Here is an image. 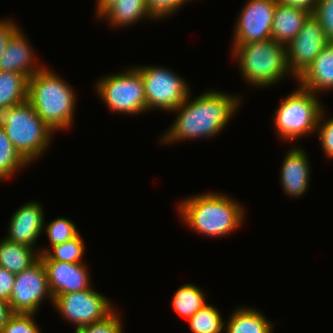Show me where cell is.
Segmentation results:
<instances>
[{"mask_svg":"<svg viewBox=\"0 0 333 333\" xmlns=\"http://www.w3.org/2000/svg\"><path fill=\"white\" fill-rule=\"evenodd\" d=\"M325 110L323 109L320 117L316 132L318 135V139L320 142V145L322 146L324 155L327 156V158L333 159V117L327 120H325L326 117L324 114Z\"/></svg>","mask_w":333,"mask_h":333,"instance_id":"32","label":"cell"},{"mask_svg":"<svg viewBox=\"0 0 333 333\" xmlns=\"http://www.w3.org/2000/svg\"><path fill=\"white\" fill-rule=\"evenodd\" d=\"M28 78L17 72L0 71V112L27 101Z\"/></svg>","mask_w":333,"mask_h":333,"instance_id":"22","label":"cell"},{"mask_svg":"<svg viewBox=\"0 0 333 333\" xmlns=\"http://www.w3.org/2000/svg\"><path fill=\"white\" fill-rule=\"evenodd\" d=\"M118 0H96V15L99 18L111 5Z\"/></svg>","mask_w":333,"mask_h":333,"instance_id":"37","label":"cell"},{"mask_svg":"<svg viewBox=\"0 0 333 333\" xmlns=\"http://www.w3.org/2000/svg\"><path fill=\"white\" fill-rule=\"evenodd\" d=\"M44 213L42 204L36 201H30L20 206L9 220L8 235L5 238L15 243L34 247L39 251L40 248H37L35 243L43 233Z\"/></svg>","mask_w":333,"mask_h":333,"instance_id":"13","label":"cell"},{"mask_svg":"<svg viewBox=\"0 0 333 333\" xmlns=\"http://www.w3.org/2000/svg\"><path fill=\"white\" fill-rule=\"evenodd\" d=\"M43 230L49 238L51 247L69 241L79 234L75 223L66 217H58L44 224Z\"/></svg>","mask_w":333,"mask_h":333,"instance_id":"27","label":"cell"},{"mask_svg":"<svg viewBox=\"0 0 333 333\" xmlns=\"http://www.w3.org/2000/svg\"><path fill=\"white\" fill-rule=\"evenodd\" d=\"M44 298L53 305L47 273L39 258L29 268L16 274L9 305L13 313L36 314Z\"/></svg>","mask_w":333,"mask_h":333,"instance_id":"10","label":"cell"},{"mask_svg":"<svg viewBox=\"0 0 333 333\" xmlns=\"http://www.w3.org/2000/svg\"><path fill=\"white\" fill-rule=\"evenodd\" d=\"M147 8L154 19H163L175 14L184 4L191 0H145Z\"/></svg>","mask_w":333,"mask_h":333,"instance_id":"31","label":"cell"},{"mask_svg":"<svg viewBox=\"0 0 333 333\" xmlns=\"http://www.w3.org/2000/svg\"><path fill=\"white\" fill-rule=\"evenodd\" d=\"M277 0H247L235 22L232 45L271 38Z\"/></svg>","mask_w":333,"mask_h":333,"instance_id":"11","label":"cell"},{"mask_svg":"<svg viewBox=\"0 0 333 333\" xmlns=\"http://www.w3.org/2000/svg\"><path fill=\"white\" fill-rule=\"evenodd\" d=\"M53 307L64 320L75 324V329L102 321L115 310L109 298L92 287L56 296Z\"/></svg>","mask_w":333,"mask_h":333,"instance_id":"9","label":"cell"},{"mask_svg":"<svg viewBox=\"0 0 333 333\" xmlns=\"http://www.w3.org/2000/svg\"><path fill=\"white\" fill-rule=\"evenodd\" d=\"M15 274L0 267V299L9 302L14 287Z\"/></svg>","mask_w":333,"mask_h":333,"instance_id":"34","label":"cell"},{"mask_svg":"<svg viewBox=\"0 0 333 333\" xmlns=\"http://www.w3.org/2000/svg\"><path fill=\"white\" fill-rule=\"evenodd\" d=\"M39 251L34 247L15 243L3 238L0 241V267L13 274H19L39 259Z\"/></svg>","mask_w":333,"mask_h":333,"instance_id":"21","label":"cell"},{"mask_svg":"<svg viewBox=\"0 0 333 333\" xmlns=\"http://www.w3.org/2000/svg\"><path fill=\"white\" fill-rule=\"evenodd\" d=\"M307 153L299 146L292 147L284 157L280 169V183L288 197L300 198L308 191L310 162Z\"/></svg>","mask_w":333,"mask_h":333,"instance_id":"15","label":"cell"},{"mask_svg":"<svg viewBox=\"0 0 333 333\" xmlns=\"http://www.w3.org/2000/svg\"><path fill=\"white\" fill-rule=\"evenodd\" d=\"M44 66L28 79L27 101L54 131L68 130L74 122L78 98L71 84Z\"/></svg>","mask_w":333,"mask_h":333,"instance_id":"3","label":"cell"},{"mask_svg":"<svg viewBox=\"0 0 333 333\" xmlns=\"http://www.w3.org/2000/svg\"><path fill=\"white\" fill-rule=\"evenodd\" d=\"M296 80L299 86L317 95L333 90V43L329 42Z\"/></svg>","mask_w":333,"mask_h":333,"instance_id":"17","label":"cell"},{"mask_svg":"<svg viewBox=\"0 0 333 333\" xmlns=\"http://www.w3.org/2000/svg\"><path fill=\"white\" fill-rule=\"evenodd\" d=\"M177 205L182 223L193 232L212 238L237 231L246 215L243 204L219 192L191 195Z\"/></svg>","mask_w":333,"mask_h":333,"instance_id":"2","label":"cell"},{"mask_svg":"<svg viewBox=\"0 0 333 333\" xmlns=\"http://www.w3.org/2000/svg\"><path fill=\"white\" fill-rule=\"evenodd\" d=\"M30 165L13 146L0 125V180L12 178L18 170Z\"/></svg>","mask_w":333,"mask_h":333,"instance_id":"25","label":"cell"},{"mask_svg":"<svg viewBox=\"0 0 333 333\" xmlns=\"http://www.w3.org/2000/svg\"><path fill=\"white\" fill-rule=\"evenodd\" d=\"M20 28L17 22L10 19H0V58L12 35Z\"/></svg>","mask_w":333,"mask_h":333,"instance_id":"33","label":"cell"},{"mask_svg":"<svg viewBox=\"0 0 333 333\" xmlns=\"http://www.w3.org/2000/svg\"><path fill=\"white\" fill-rule=\"evenodd\" d=\"M277 1L283 5L301 8L313 14L318 0H277Z\"/></svg>","mask_w":333,"mask_h":333,"instance_id":"35","label":"cell"},{"mask_svg":"<svg viewBox=\"0 0 333 333\" xmlns=\"http://www.w3.org/2000/svg\"><path fill=\"white\" fill-rule=\"evenodd\" d=\"M142 75L147 102V112L152 110H176L190 94V86L176 72L163 66L135 67Z\"/></svg>","mask_w":333,"mask_h":333,"instance_id":"8","label":"cell"},{"mask_svg":"<svg viewBox=\"0 0 333 333\" xmlns=\"http://www.w3.org/2000/svg\"><path fill=\"white\" fill-rule=\"evenodd\" d=\"M34 54L27 36L19 28L0 58V71L21 73L29 79L44 67L35 62L37 57Z\"/></svg>","mask_w":333,"mask_h":333,"instance_id":"16","label":"cell"},{"mask_svg":"<svg viewBox=\"0 0 333 333\" xmlns=\"http://www.w3.org/2000/svg\"><path fill=\"white\" fill-rule=\"evenodd\" d=\"M192 333H222L225 320L217 307L207 304L188 319Z\"/></svg>","mask_w":333,"mask_h":333,"instance_id":"26","label":"cell"},{"mask_svg":"<svg viewBox=\"0 0 333 333\" xmlns=\"http://www.w3.org/2000/svg\"><path fill=\"white\" fill-rule=\"evenodd\" d=\"M280 102L274 114V127L280 139L296 141L316 132L322 106L318 95L301 86Z\"/></svg>","mask_w":333,"mask_h":333,"instance_id":"6","label":"cell"},{"mask_svg":"<svg viewBox=\"0 0 333 333\" xmlns=\"http://www.w3.org/2000/svg\"><path fill=\"white\" fill-rule=\"evenodd\" d=\"M122 324L123 322L116 308L102 321L75 329V333H124Z\"/></svg>","mask_w":333,"mask_h":333,"instance_id":"29","label":"cell"},{"mask_svg":"<svg viewBox=\"0 0 333 333\" xmlns=\"http://www.w3.org/2000/svg\"><path fill=\"white\" fill-rule=\"evenodd\" d=\"M0 125L29 164L37 161L50 146L53 131L28 101L0 112Z\"/></svg>","mask_w":333,"mask_h":333,"instance_id":"5","label":"cell"},{"mask_svg":"<svg viewBox=\"0 0 333 333\" xmlns=\"http://www.w3.org/2000/svg\"><path fill=\"white\" fill-rule=\"evenodd\" d=\"M99 18L109 21V25L114 29L135 25L143 18L155 20L150 14L145 0H118Z\"/></svg>","mask_w":333,"mask_h":333,"instance_id":"19","label":"cell"},{"mask_svg":"<svg viewBox=\"0 0 333 333\" xmlns=\"http://www.w3.org/2000/svg\"><path fill=\"white\" fill-rule=\"evenodd\" d=\"M273 322L256 308L242 306L225 322V333H272Z\"/></svg>","mask_w":333,"mask_h":333,"instance_id":"20","label":"cell"},{"mask_svg":"<svg viewBox=\"0 0 333 333\" xmlns=\"http://www.w3.org/2000/svg\"><path fill=\"white\" fill-rule=\"evenodd\" d=\"M187 99L172 113L177 117L161 136L160 143L168 145L185 140L210 138L219 134L230 122L242 103V98L221 91H207ZM162 141V142H161Z\"/></svg>","mask_w":333,"mask_h":333,"instance_id":"1","label":"cell"},{"mask_svg":"<svg viewBox=\"0 0 333 333\" xmlns=\"http://www.w3.org/2000/svg\"><path fill=\"white\" fill-rule=\"evenodd\" d=\"M42 262L53 298L60 294L75 293L91 287L90 274L85 263Z\"/></svg>","mask_w":333,"mask_h":333,"instance_id":"14","label":"cell"},{"mask_svg":"<svg viewBox=\"0 0 333 333\" xmlns=\"http://www.w3.org/2000/svg\"><path fill=\"white\" fill-rule=\"evenodd\" d=\"M95 87L104 105L115 113L134 116L147 112L144 82L134 66L123 73L102 76Z\"/></svg>","mask_w":333,"mask_h":333,"instance_id":"7","label":"cell"},{"mask_svg":"<svg viewBox=\"0 0 333 333\" xmlns=\"http://www.w3.org/2000/svg\"><path fill=\"white\" fill-rule=\"evenodd\" d=\"M320 22L311 14L295 38L286 46L287 64L297 79L328 44Z\"/></svg>","mask_w":333,"mask_h":333,"instance_id":"12","label":"cell"},{"mask_svg":"<svg viewBox=\"0 0 333 333\" xmlns=\"http://www.w3.org/2000/svg\"><path fill=\"white\" fill-rule=\"evenodd\" d=\"M195 284H183L180 286L172 299V308L179 316L191 318L197 311L204 307L206 295Z\"/></svg>","mask_w":333,"mask_h":333,"instance_id":"23","label":"cell"},{"mask_svg":"<svg viewBox=\"0 0 333 333\" xmlns=\"http://www.w3.org/2000/svg\"><path fill=\"white\" fill-rule=\"evenodd\" d=\"M39 258L42 261H59L67 263H84L85 245L80 233L73 239L64 243L53 245L51 249L46 247L39 250Z\"/></svg>","mask_w":333,"mask_h":333,"instance_id":"24","label":"cell"},{"mask_svg":"<svg viewBox=\"0 0 333 333\" xmlns=\"http://www.w3.org/2000/svg\"><path fill=\"white\" fill-rule=\"evenodd\" d=\"M310 12L277 2L272 22L271 38L287 46L299 33Z\"/></svg>","mask_w":333,"mask_h":333,"instance_id":"18","label":"cell"},{"mask_svg":"<svg viewBox=\"0 0 333 333\" xmlns=\"http://www.w3.org/2000/svg\"><path fill=\"white\" fill-rule=\"evenodd\" d=\"M35 314L13 313L1 333H41L33 317Z\"/></svg>","mask_w":333,"mask_h":333,"instance_id":"28","label":"cell"},{"mask_svg":"<svg viewBox=\"0 0 333 333\" xmlns=\"http://www.w3.org/2000/svg\"><path fill=\"white\" fill-rule=\"evenodd\" d=\"M12 314L9 302L0 299V333Z\"/></svg>","mask_w":333,"mask_h":333,"instance_id":"36","label":"cell"},{"mask_svg":"<svg viewBox=\"0 0 333 333\" xmlns=\"http://www.w3.org/2000/svg\"><path fill=\"white\" fill-rule=\"evenodd\" d=\"M231 47L247 84L264 88L278 83L285 75L293 76L287 64L286 46L272 38Z\"/></svg>","mask_w":333,"mask_h":333,"instance_id":"4","label":"cell"},{"mask_svg":"<svg viewBox=\"0 0 333 333\" xmlns=\"http://www.w3.org/2000/svg\"><path fill=\"white\" fill-rule=\"evenodd\" d=\"M312 15L320 22L327 41L333 43V0H318Z\"/></svg>","mask_w":333,"mask_h":333,"instance_id":"30","label":"cell"}]
</instances>
